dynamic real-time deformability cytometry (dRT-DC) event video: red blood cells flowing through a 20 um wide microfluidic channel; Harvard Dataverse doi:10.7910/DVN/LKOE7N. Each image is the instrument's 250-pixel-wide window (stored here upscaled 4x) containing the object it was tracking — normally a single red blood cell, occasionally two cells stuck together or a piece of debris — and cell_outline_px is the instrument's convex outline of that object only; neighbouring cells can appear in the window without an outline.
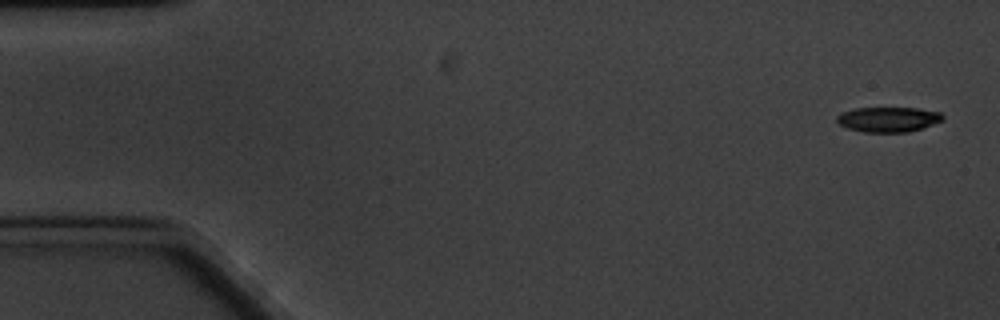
{"species": "common noctule bat (a hibernating species)", "species_latin": "Nyctalus noctula", "temperature_condition": "cold", "stored_images_in_passage": 6, "segment_of_instrument_passage": [2, 2], "camera_frame_rate_fps": 3000, "um_per_image_px": 0.085, "animal": {"sex": "male", "body_mass_g": 20.1, "forearm_length_mm": 53.5}, "frame": {"image": 1, "passage_image": 6, "time_ms": 6.667, "image_size_px": [1000, 320], "cell_outline_px": [[944, 120], [908, 132], [864, 132], [848, 128], [840, 124], [836, 120], [836, 116], [840, 112], [852, 108], [916, 108], [940, 112], [944, 116]], "centroid_in_image_um": [75.47, 10.14], "position_along_channel_um": 9.5, "area_um2": 15.43}}